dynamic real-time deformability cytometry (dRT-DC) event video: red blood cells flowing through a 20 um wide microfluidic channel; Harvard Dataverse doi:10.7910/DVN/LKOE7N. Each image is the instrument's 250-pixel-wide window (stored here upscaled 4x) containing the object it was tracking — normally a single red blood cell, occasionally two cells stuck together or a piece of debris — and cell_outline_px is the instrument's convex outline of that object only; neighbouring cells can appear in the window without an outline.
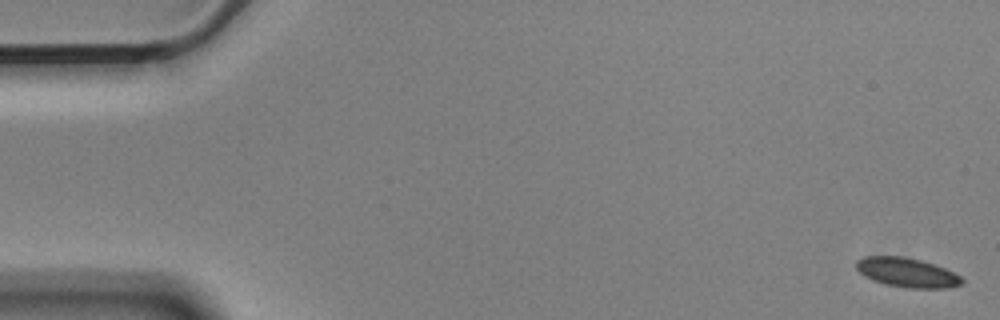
{"species": "Egyptian fruit bat (a non-hibernating species)", "species_latin": "Rousettus aegyptiacus", "temperature_condition": "cold", "stored_images_in_passage": 56, "camera_frame_rate_fps": 3000, "um_per_image_px": 0.085, "animal": {"sex": "male"}, "frame": {"image": 1, "passage_image": 1, "time_ms": 0.0, "image_size_px": [1000, 320], "cell_outline_px": [[964, 284], [948, 288], [908, 288], [884, 284], [872, 280], [864, 276], [856, 268], [856, 260], [864, 256], [904, 256], [920, 260], [944, 268], [960, 276], [964, 280]], "centroid_in_image_um": [77.08, 23.17], "position_along_channel_um": 7.9, "area_um2": 18.15}}
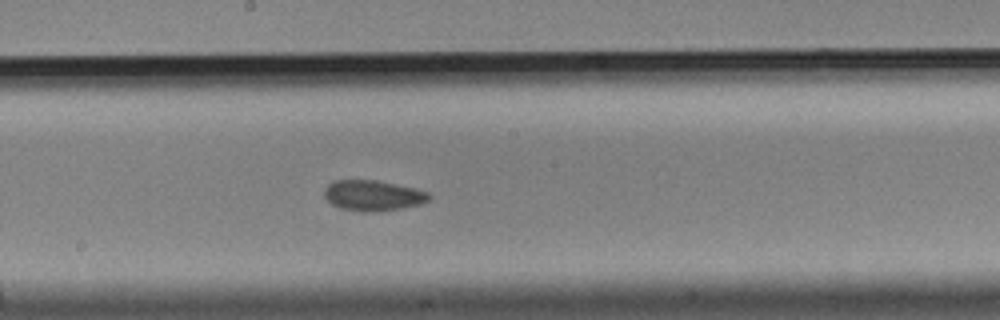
{"frame": {"image": 2, "passage_image": 30, "time_ms": 9.667, "image_size_px": [1000, 320], "cell_outline_px": [[432, 196], [428, 200], [420, 204], [404, 208], [376, 212], [360, 212], [340, 208], [332, 204], [324, 196], [324, 188], [328, 184], [336, 180], [376, 180], [412, 188], [428, 192]], "centroid_in_image_um": [31.68, 16.63], "position_along_channel_um": 216.5, "area_um2": 18.67}}
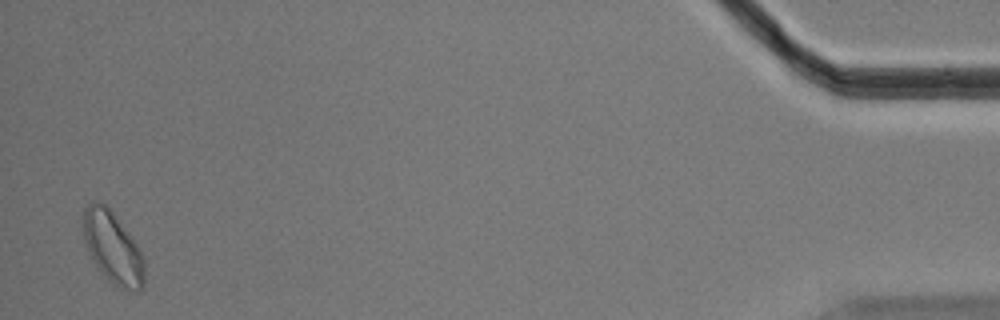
{"frame": {"image": 3, "passage_image": 55, "time_ms": 18.0, "image_size_px": [1000, 320], "cell_outline_px": [[144, 288], [136, 292], [120, 288], [112, 284], [96, 268], [88, 252], [84, 240], [84, 208], [92, 200], [96, 200], [104, 204], [112, 212], [140, 248], [144, 256]], "centroid_in_image_um": [9.6, 21.1], "position_along_channel_um": 425.6, "area_um2": 25.78}, "authors_computed_cell_mechanics": {"area_um2": 18.6116, "velocity_mm_per_s": 3.5608, "shape_relaxation_time_tau1_ms": 5.5497, "shape_relaxation_time_tau2_ms": 4.5874, "deformation_change_tau1": 0.0648, "deformation_change_tau2": 0.0775}}